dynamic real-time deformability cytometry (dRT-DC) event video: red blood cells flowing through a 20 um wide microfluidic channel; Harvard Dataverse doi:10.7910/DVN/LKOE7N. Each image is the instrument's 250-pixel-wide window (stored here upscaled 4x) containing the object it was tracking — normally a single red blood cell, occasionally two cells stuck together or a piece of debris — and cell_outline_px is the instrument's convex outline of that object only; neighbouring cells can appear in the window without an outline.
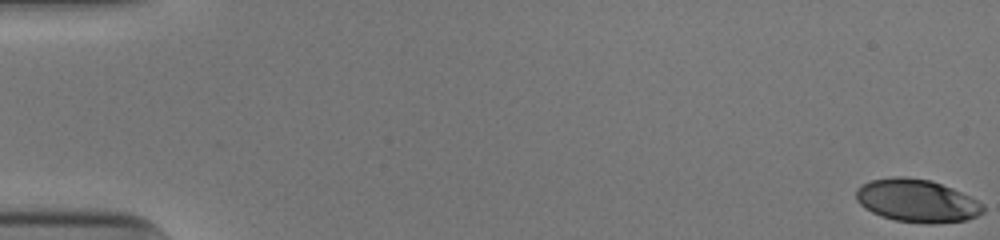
{"species": "human", "species_latin": "Homo sapiens", "temperature_condition": "cold", "stored_images_in_passage": 53, "camera_frame_rate_fps": 3000, "um_per_image_px": 0.085, "donor": {"sex": "male"}, "frame": {"image": 1, "passage_image": 1, "time_ms": 0.0, "image_size_px": [1000, 240], "cell_outline_px": [[984, 212], [968, 220], [932, 224], [896, 220], [880, 216], [864, 208], [856, 200], [856, 188], [860, 184], [872, 180], [896, 176], [904, 176], [932, 180], [952, 188], [984, 204]], "centroid_in_image_um": [77.92, 17.06], "position_along_channel_um": 7.1, "area_um2": 31.85}}
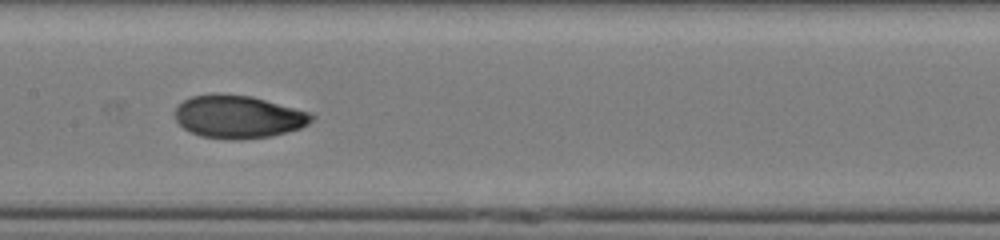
{"frame": {"image": 2, "passage_image": 28, "time_ms": 9.0, "image_size_px": [1000, 240], "cell_outline_px": [[316, 116], [308, 124], [300, 128], [272, 136], [236, 140], [200, 136], [184, 128], [176, 120], [176, 108], [184, 100], [192, 96], [252, 96], [312, 112]], "centroid_in_image_um": [20.33, 9.95], "position_along_channel_um": 187.1, "area_um2": 33.47}}
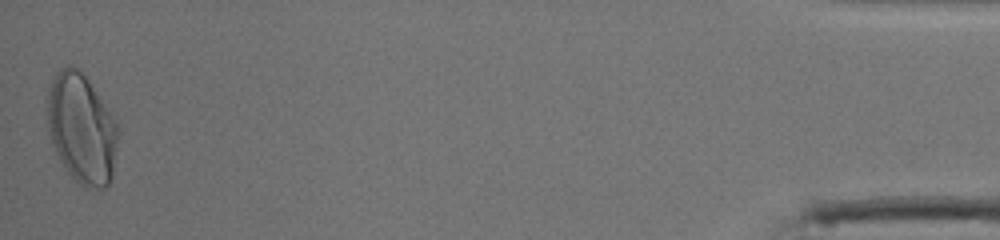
{"frame": {"image": 3, "passage_image": 53, "time_ms": 17.333, "image_size_px": [1000, 240], "cell_outline_px": [[120, 132], [112, 180], [104, 188], [84, 188], [68, 172], [60, 160], [56, 152], [48, 128], [44, 100], [48, 88], [56, 72], [60, 68], [68, 64], [76, 68], [88, 80], [116, 124]], "centroid_in_image_um": [6.91, 10.94], "position_along_channel_um": 428.3, "area_um2": 45.37}, "authors_computed_cell_mechanics": {"area_um2": 33.4662, "velocity_mm_per_s": 3.9377, "shape_relaxation_time_tau1_ms": 5.7121, "shape_relaxation_time_tau2_ms": 1.0889, "deformation_change_tau1": 0.2061, "deformation_change_tau2": 0.0434}}